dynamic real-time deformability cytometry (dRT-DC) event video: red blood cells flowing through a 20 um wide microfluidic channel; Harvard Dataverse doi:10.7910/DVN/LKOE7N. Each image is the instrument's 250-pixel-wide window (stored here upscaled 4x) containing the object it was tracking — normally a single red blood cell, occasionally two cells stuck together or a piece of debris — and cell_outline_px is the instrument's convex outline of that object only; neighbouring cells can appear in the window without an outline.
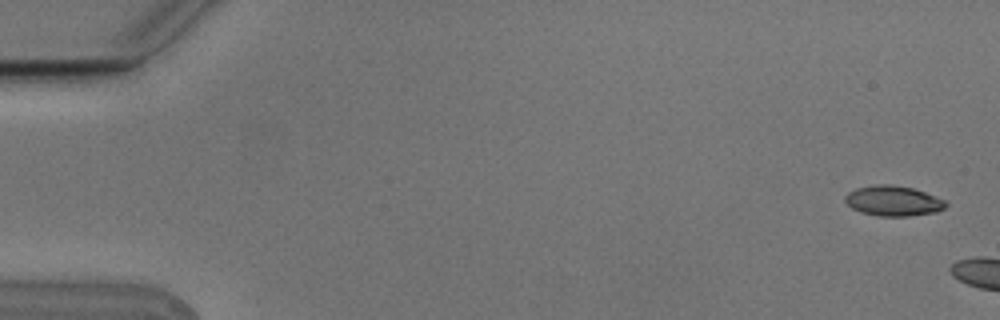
{"species": "Egyptian fruit bat (a non-hibernating species)", "species_latin": "Rousettus aegyptiacus", "temperature_condition": "cold", "stored_images_in_passage": 2, "camera_frame_rate_fps": 3000, "um_per_image_px": 0.085, "animal": {"sex": "male"}, "frame": {"image": 1, "passage_image": 2, "time_ms": 0.333, "image_size_px": [1000, 320], "cell_outline_px": [[948, 204], [944, 208], [936, 212], [908, 216], [880, 216], [860, 212], [852, 208], [844, 200], [844, 196], [848, 192], [856, 188], [876, 184], [892, 184], [912, 188], [936, 196], [944, 200]], "centroid_in_image_um": [75.91, 17.07], "position_along_channel_um": 9.1, "area_um2": 17.74}}